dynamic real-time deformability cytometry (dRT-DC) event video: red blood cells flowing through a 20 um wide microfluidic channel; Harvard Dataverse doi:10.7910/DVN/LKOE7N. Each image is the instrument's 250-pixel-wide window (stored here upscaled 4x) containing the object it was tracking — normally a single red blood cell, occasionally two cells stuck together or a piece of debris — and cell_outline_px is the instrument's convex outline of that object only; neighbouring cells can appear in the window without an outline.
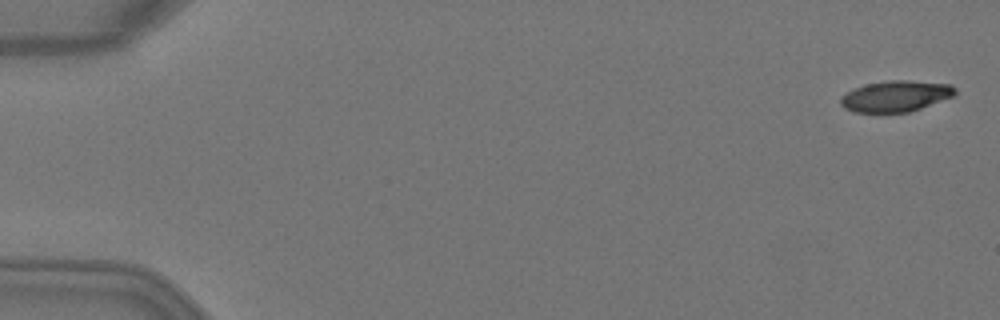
{"species": "Egyptian fruit bat (a non-hibernating species)", "species_latin": "Rousettus aegyptiacus", "temperature_condition": "warm", "stored_images_in_passage": 5, "camera_frame_rate_fps": 3000, "um_per_image_px": 0.085, "animal": {"sex": "female"}, "frame": {"image": 1, "passage_image": 1, "time_ms": 0.0, "image_size_px": [1000, 320], "cell_outline_px": [[956, 96], [908, 112], [852, 112], [844, 108], [840, 104], [840, 96], [852, 88], [868, 84], [888, 80], [908, 80], [952, 84], [956, 88]], "centroid_in_image_um": [76.14, 8.17], "position_along_channel_um": 8.9, "area_um2": 20.92}}
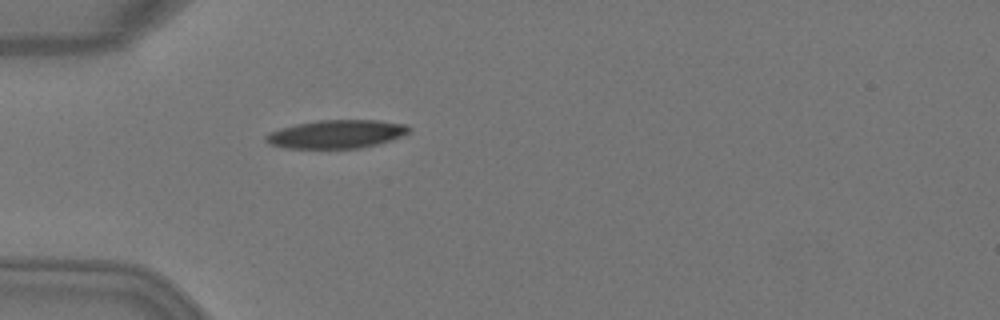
{"frame": {"image": 2, "passage_image": 5, "time_ms": 1.333, "image_size_px": [1000, 320], "cell_outline_px": [[412, 128], [408, 132], [392, 140], [360, 148], [284, 148], [268, 144], [264, 140], [264, 136], [268, 132], [280, 128], [296, 124], [316, 120], [380, 120], [408, 124]], "centroid_in_image_um": [28.57, 11.39], "position_along_channel_um": 56.4, "area_um2": 23.87}}